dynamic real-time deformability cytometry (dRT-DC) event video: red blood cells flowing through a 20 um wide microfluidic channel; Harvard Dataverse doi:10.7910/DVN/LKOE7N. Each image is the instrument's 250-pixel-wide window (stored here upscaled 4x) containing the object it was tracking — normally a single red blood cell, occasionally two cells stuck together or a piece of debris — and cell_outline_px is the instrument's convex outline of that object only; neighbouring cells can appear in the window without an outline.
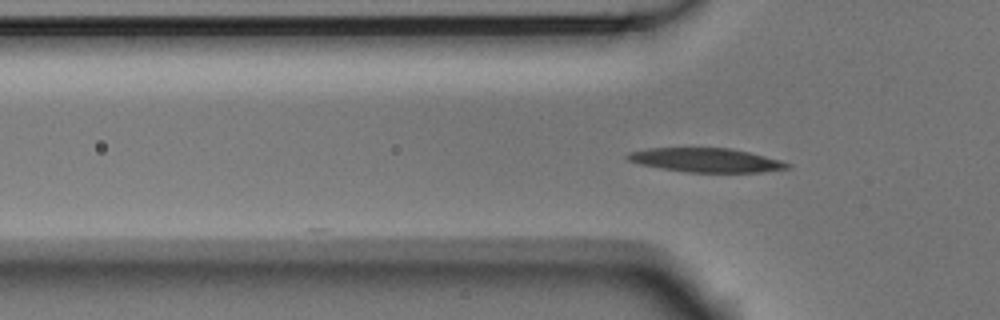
{"species": "Egyptian fruit bat (a non-hibernating species)", "species_latin": "Rousettus aegyptiacus", "temperature_condition": "room temperature", "stored_images_in_passage": 4, "camera_frame_rate_fps": 3000, "um_per_image_px": 0.085, "animal": {"sex": "male"}, "frame": {"image": 1, "passage_image": 4, "time_ms": 1.0, "image_size_px": [1000, 320], "cell_outline_px": [[792, 168], [760, 172], [688, 172], [640, 164], [628, 160], [624, 156], [628, 152], [648, 148], [728, 148], [748, 152], [780, 160], [792, 164]], "centroid_in_image_um": [60.02, 13.61], "position_along_channel_um": 65.8, "area_um2": 22.2}}